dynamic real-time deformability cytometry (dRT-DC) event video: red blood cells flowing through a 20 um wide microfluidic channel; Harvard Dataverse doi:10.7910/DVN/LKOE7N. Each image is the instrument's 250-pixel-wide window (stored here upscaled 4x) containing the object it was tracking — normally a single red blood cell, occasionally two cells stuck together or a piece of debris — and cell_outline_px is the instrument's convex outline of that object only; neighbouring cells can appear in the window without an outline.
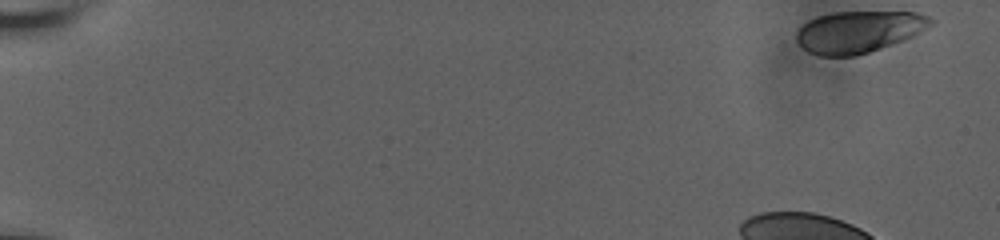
{"species": "human", "species_latin": "Homo sapiens", "temperature_condition": "room temperature", "stored_images_in_passage": 13, "camera_frame_rate_fps": 3000, "um_per_image_px": 0.085, "donor": {"sex": "male"}, "frame": {"image": 1, "passage_image": 1, "time_ms": 0.0, "image_size_px": [1000, 240], "cell_outline_px": [[936, 20], [932, 24], [912, 36], [868, 52], [856, 56], [820, 56], [808, 52], [796, 40], [796, 32], [808, 20], [816, 16], [832, 12], [916, 12], [928, 16]], "centroid_in_image_um": [72.96, 2.69], "position_along_channel_um": 12.0, "area_um2": 32.43}}
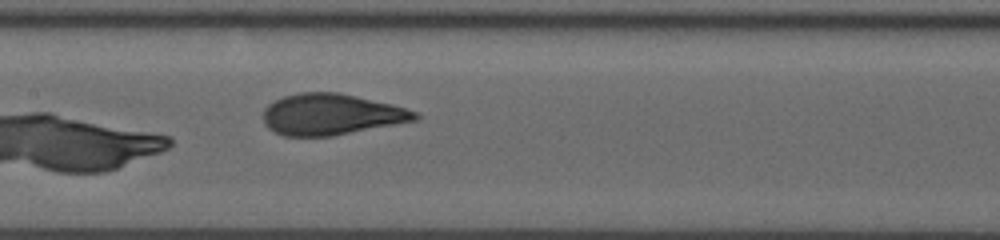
{"frame": {"image": 2, "passage_image": 13, "time_ms": 10.0, "image_size_px": [1000, 240], "cell_outline_px": [[420, 116], [416, 120], [332, 136], [284, 136], [268, 128], [264, 124], [264, 108], [268, 104], [284, 96], [300, 92], [340, 92], [392, 104], [416, 112]], "centroid_in_image_um": [28.13, 9.72], "position_along_channel_um": 179.3, "area_um2": 36.24}}